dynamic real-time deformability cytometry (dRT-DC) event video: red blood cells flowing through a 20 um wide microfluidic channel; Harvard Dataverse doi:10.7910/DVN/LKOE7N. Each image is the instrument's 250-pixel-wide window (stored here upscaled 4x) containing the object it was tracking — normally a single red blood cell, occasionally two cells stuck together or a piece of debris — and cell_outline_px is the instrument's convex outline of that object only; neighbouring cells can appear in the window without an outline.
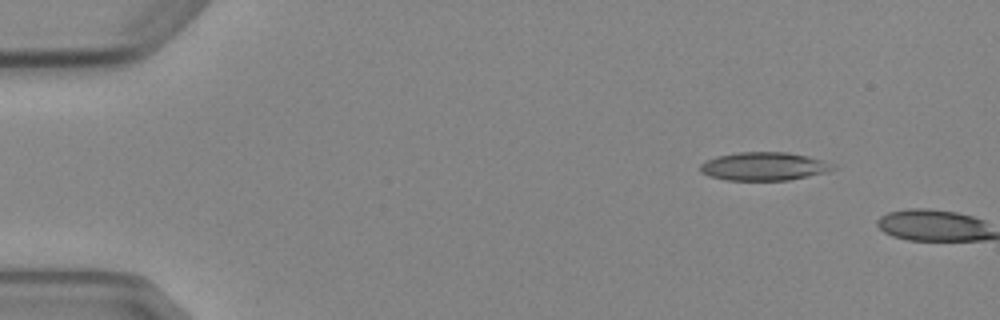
{"species": "Egyptian fruit bat (a non-hibernating species)", "species_latin": "Rousettus aegyptiacus", "temperature_condition": "cold", "stored_images_in_passage": 2, "camera_frame_rate_fps": 3000, "um_per_image_px": 0.085, "animal": {"sex": "female"}, "frame": {"image": 1, "passage_image": 1, "time_ms": 0.0, "image_size_px": [1000, 320], "cell_outline_px": [[836, 168], [828, 172], [788, 180], [728, 180], [712, 176], [700, 172], [700, 164], [716, 156], [736, 152], [788, 152], [808, 156], [820, 160]], "centroid_in_image_um": [64.91, 14.13], "position_along_channel_um": 20.1, "area_um2": 21.62}}